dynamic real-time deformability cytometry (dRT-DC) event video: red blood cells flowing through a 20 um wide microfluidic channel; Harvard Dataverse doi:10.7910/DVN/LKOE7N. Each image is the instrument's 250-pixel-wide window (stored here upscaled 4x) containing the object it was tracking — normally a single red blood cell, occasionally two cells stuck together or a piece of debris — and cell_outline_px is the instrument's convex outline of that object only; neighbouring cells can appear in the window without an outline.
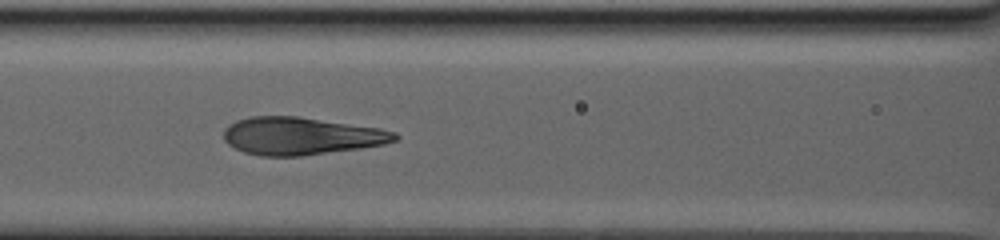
{"species": "human", "species_latin": "Homo sapiens", "temperature_condition": "warm", "stored_images_in_passage": 36, "segment_of_instrument_passage": [2, 2], "camera_frame_rate_fps": 3000, "um_per_image_px": 0.085, "donor": {"sex": "male"}, "frame": {"image": 1, "passage_image": 15, "time_ms": 14.333, "image_size_px": [1000, 240], "cell_outline_px": [[400, 140], [384, 144], [360, 148], [300, 156], [260, 156], [244, 152], [228, 144], [224, 140], [224, 128], [228, 124], [236, 120], [252, 116], [300, 116], [380, 128], [396, 132], [400, 136]], "centroid_in_image_um": [25.61, 11.55], "position_along_channel_um": 141.0, "area_um2": 37.74}}
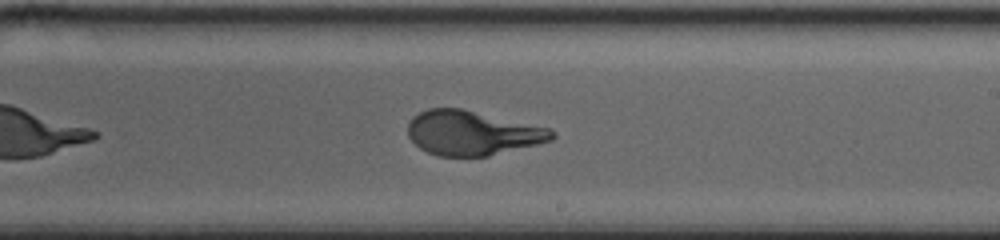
{"frame": {"image": 2, "passage_image": 20, "time_ms": 18.667, "image_size_px": [1000, 240], "cell_outline_px": [[556, 136], [552, 140], [488, 156], [440, 156], [428, 152], [420, 148], [408, 136], [408, 124], [412, 116], [428, 108], [460, 108], [552, 128], [556, 132]], "centroid_in_image_um": [40.16, 11.29], "position_along_channel_um": 248.8, "area_um2": 37.28}}
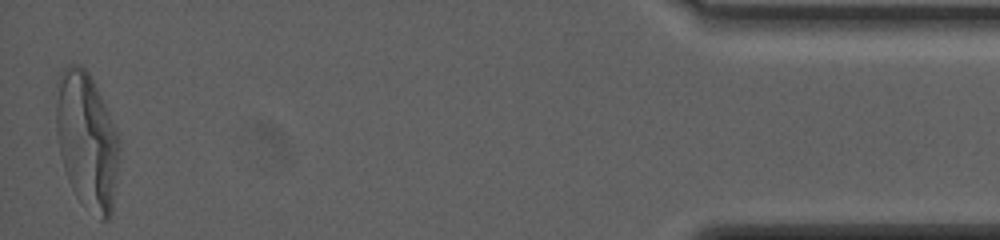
{"frame": {"image": 3, "passage_image": 36, "time_ms": 28.667, "image_size_px": [1000, 240], "cell_outline_px": [[120, 144], [112, 212], [108, 220], [100, 220], [72, 188], [68, 180], [60, 156], [56, 132], [56, 80], [64, 68], [68, 64], [80, 64], [88, 72], [116, 128], [120, 140]], "centroid_in_image_um": [7.37, 11.9], "position_along_channel_um": 427.8, "area_um2": 49.94}}